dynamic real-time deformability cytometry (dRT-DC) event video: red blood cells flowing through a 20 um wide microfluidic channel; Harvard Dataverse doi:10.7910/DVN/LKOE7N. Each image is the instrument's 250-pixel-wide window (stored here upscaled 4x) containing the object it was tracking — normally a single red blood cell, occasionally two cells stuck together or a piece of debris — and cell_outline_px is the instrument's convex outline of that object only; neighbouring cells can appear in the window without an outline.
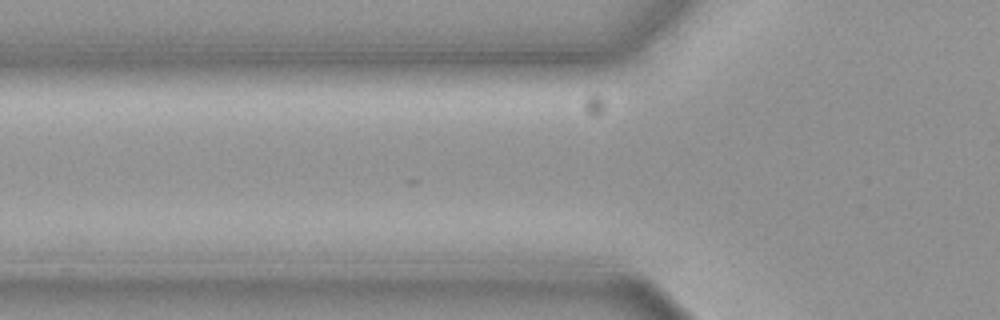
{"species": "common noctule bat (a hibernating species)", "species_latin": "Nyctalus noctula", "temperature_condition": "cold", "stored_images_in_passage": 3, "camera_frame_rate_fps": 3000, "um_per_image_px": 0.085, "animal": {"sex": "female", "body_mass_g": 19.3, "forearm_length_mm": 54.1}, "frame": {"image": 1, "passage_image": 2, "time_ms": 0.333, "image_size_px": [1000, 320], "cell_outline_px": [[564, 200], [540, 208], [452, 204], [448, 200], [464, 192], [544, 192]], "centroid_in_image_um": [43.02, 16.94], "position_along_channel_um": 82.8, "area_um2": 10.23}}